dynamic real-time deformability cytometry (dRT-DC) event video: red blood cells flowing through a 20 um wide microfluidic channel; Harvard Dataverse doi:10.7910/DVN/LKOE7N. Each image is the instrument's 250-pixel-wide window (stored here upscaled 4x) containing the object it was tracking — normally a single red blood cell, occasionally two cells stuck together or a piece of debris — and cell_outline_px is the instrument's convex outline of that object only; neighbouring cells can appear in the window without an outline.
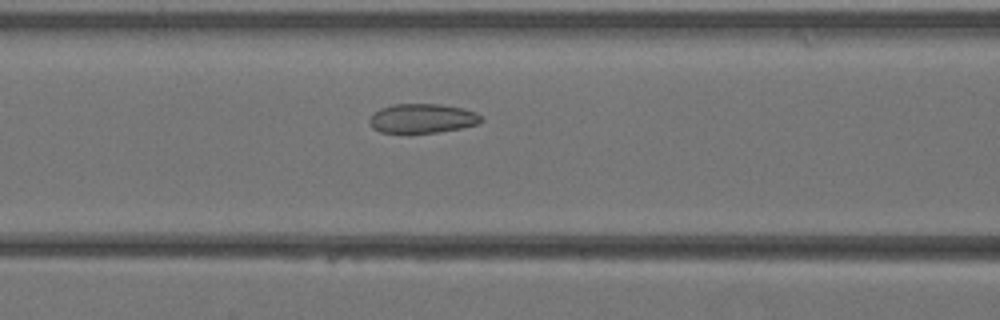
{"species": "Egyptian fruit bat (a non-hibernating species)", "species_latin": "Rousettus aegyptiacus", "temperature_condition": "warm", "stored_images_in_passage": 36, "camera_frame_rate_fps": 3000, "um_per_image_px": 0.085, "animal": {"sex": "female"}, "frame": {"image": 1, "passage_image": 15, "time_ms": 4.667, "image_size_px": [1000, 320], "cell_outline_px": [[484, 120], [476, 124], [460, 128], [436, 132], [380, 132], [372, 128], [368, 120], [380, 108], [392, 104], [440, 104], [460, 108], [476, 112]], "centroid_in_image_um": [35.88, 10.05], "position_along_channel_um": 130.7, "area_um2": 18.79}}
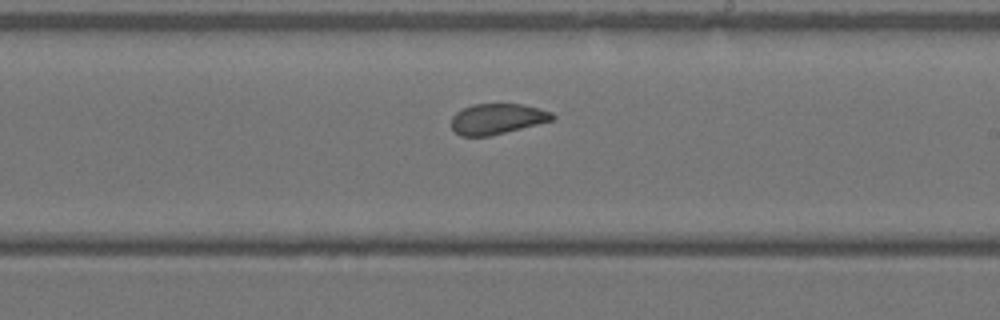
{"frame": {"image": 2, "passage_image": 22, "time_ms": 7.0, "image_size_px": [1000, 320], "cell_outline_px": [[556, 116], [552, 120], [488, 136], [460, 136], [452, 128], [452, 116], [456, 112], [472, 104], [520, 104], [540, 108], [552, 112]], "centroid_in_image_um": [42.24, 10.09], "position_along_channel_um": 246.8, "area_um2": 17.74}}
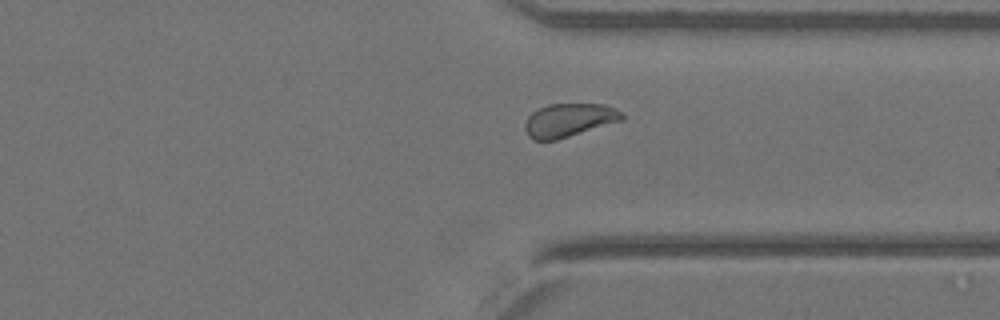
{"frame": {"image": 3, "passage_image": 29, "time_ms": 9.333, "image_size_px": [1000, 320], "cell_outline_px": [[624, 120], [556, 140], [532, 140], [528, 136], [524, 128], [524, 124], [528, 116], [532, 112], [548, 104], [604, 104], [616, 108], [624, 112]], "centroid_in_image_um": [48.38, 10.21], "position_along_channel_um": 363.0, "area_um2": 19.07}}